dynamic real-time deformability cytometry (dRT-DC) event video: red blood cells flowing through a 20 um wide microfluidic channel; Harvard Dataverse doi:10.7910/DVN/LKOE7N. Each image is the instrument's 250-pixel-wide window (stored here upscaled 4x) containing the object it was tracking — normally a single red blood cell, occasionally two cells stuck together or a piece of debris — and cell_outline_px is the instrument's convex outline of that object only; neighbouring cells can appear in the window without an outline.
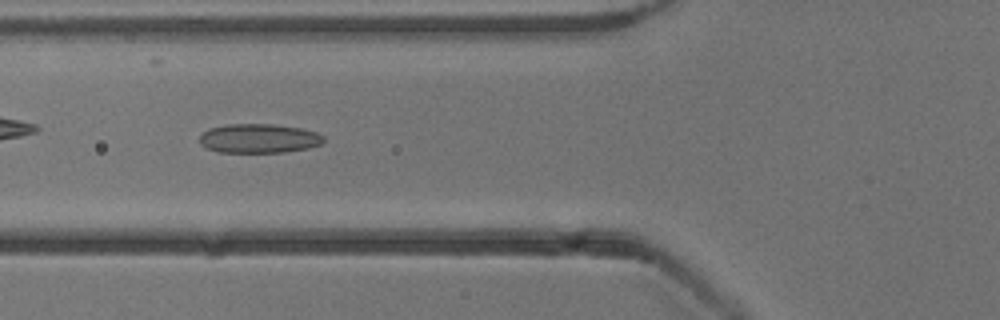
{"species": "common noctule bat (a hibernating species)", "species_latin": "Nyctalus noctula", "temperature_condition": "cold", "stored_images_in_passage": 9, "camera_frame_rate_fps": 3000, "um_per_image_px": 0.085, "animal": {"sex": "male", "body_mass_g": 13.3}, "frame": {"image": 1, "passage_image": 6, "time_ms": 6.333, "image_size_px": [1000, 320], "cell_outline_px": [[324, 140], [320, 144], [308, 148], [284, 152], [216, 152], [200, 144], [200, 136], [208, 128], [224, 124], [272, 124], [300, 128], [316, 132], [324, 136]], "centroid_in_image_um": [21.98, 11.76], "position_along_channel_um": 103.8, "area_um2": 21.1}}
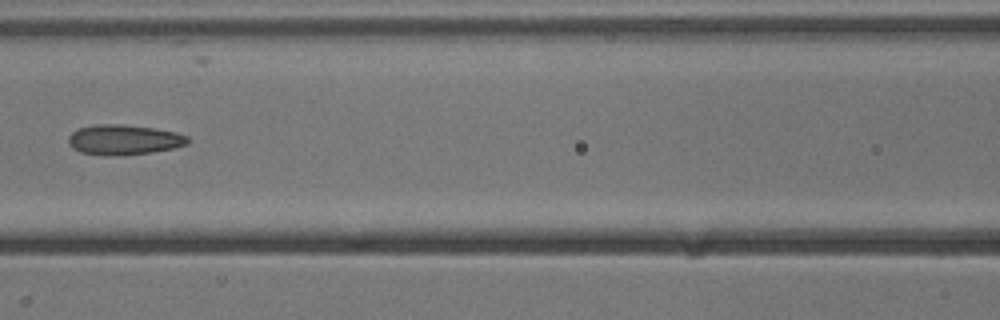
{"frame": {"image": 2, "passage_image": 7, "time_ms": 7.667, "image_size_px": [1000, 320], "cell_outline_px": [[192, 140], [188, 144], [172, 148], [152, 152], [124, 156], [104, 156], [80, 152], [72, 148], [68, 144], [68, 136], [72, 132], [80, 128], [96, 124], [124, 124], [152, 128], [176, 132], [188, 136]], "centroid_in_image_um": [10.53, 11.89], "position_along_channel_um": 156.1, "area_um2": 21.27}}
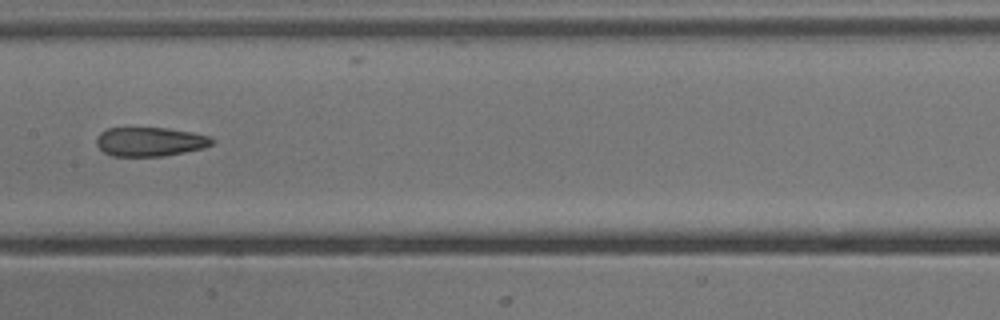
{"frame": {"image": 3, "passage_image": 8, "time_ms": 8.667, "image_size_px": [1000, 320], "cell_outline_px": [[216, 140], [212, 144], [204, 148], [164, 156], [112, 156], [104, 152], [96, 144], [96, 140], [100, 132], [108, 128], [168, 128], [192, 132], [208, 136]], "centroid_in_image_um": [12.76, 12.04], "position_along_channel_um": 194.6, "area_um2": 19.59}}